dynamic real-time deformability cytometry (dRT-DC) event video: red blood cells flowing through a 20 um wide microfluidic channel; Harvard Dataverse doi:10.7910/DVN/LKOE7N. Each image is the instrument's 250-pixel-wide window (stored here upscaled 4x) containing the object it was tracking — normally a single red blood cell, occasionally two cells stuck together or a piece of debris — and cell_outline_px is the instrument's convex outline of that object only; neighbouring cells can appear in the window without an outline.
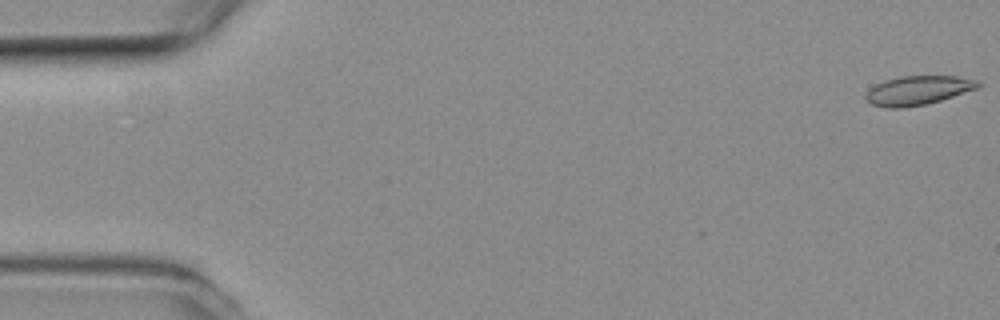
{"species": "common noctule bat (a hibernating species)", "species_latin": "Nyctalus noctula", "temperature_condition": "room temperature", "stored_images_in_passage": 9, "camera_frame_rate_fps": 3000, "um_per_image_px": 0.085, "animal": {"sex": "female", "body_mass_g": 19.3, "forearm_length_mm": 54.1}, "frame": {"image": 1, "passage_image": 1, "time_ms": 0.0, "image_size_px": [1000, 320], "cell_outline_px": [[984, 84], [976, 88], [940, 100], [924, 104], [900, 108], [888, 108], [872, 104], [864, 96], [876, 84], [884, 80], [900, 76], [956, 76], [980, 80]], "centroid_in_image_um": [78.05, 7.66], "position_along_channel_um": 6.9, "area_um2": 18.79}}